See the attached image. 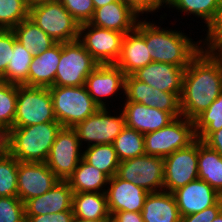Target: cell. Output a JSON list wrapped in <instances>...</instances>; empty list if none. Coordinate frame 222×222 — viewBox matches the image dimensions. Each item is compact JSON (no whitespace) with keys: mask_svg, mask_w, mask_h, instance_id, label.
<instances>
[{"mask_svg":"<svg viewBox=\"0 0 222 222\" xmlns=\"http://www.w3.org/2000/svg\"><path fill=\"white\" fill-rule=\"evenodd\" d=\"M196 179H199L198 139L188 147L164 157L163 191L172 193Z\"/></svg>","mask_w":222,"mask_h":222,"instance_id":"cell-15","label":"cell"},{"mask_svg":"<svg viewBox=\"0 0 222 222\" xmlns=\"http://www.w3.org/2000/svg\"><path fill=\"white\" fill-rule=\"evenodd\" d=\"M220 4L221 0H167L165 11L160 15L166 20H172L178 24L182 23V25L192 28L195 27L202 34L215 19ZM182 20L186 23L189 21L186 24ZM192 21L197 23L194 24Z\"/></svg>","mask_w":222,"mask_h":222,"instance_id":"cell-14","label":"cell"},{"mask_svg":"<svg viewBox=\"0 0 222 222\" xmlns=\"http://www.w3.org/2000/svg\"><path fill=\"white\" fill-rule=\"evenodd\" d=\"M144 104L169 112L174 118L182 116L180 97L176 93L162 92L139 81L133 75L125 77L124 100Z\"/></svg>","mask_w":222,"mask_h":222,"instance_id":"cell-16","label":"cell"},{"mask_svg":"<svg viewBox=\"0 0 222 222\" xmlns=\"http://www.w3.org/2000/svg\"><path fill=\"white\" fill-rule=\"evenodd\" d=\"M29 6L25 0H0V29L12 30L27 19Z\"/></svg>","mask_w":222,"mask_h":222,"instance_id":"cell-35","label":"cell"},{"mask_svg":"<svg viewBox=\"0 0 222 222\" xmlns=\"http://www.w3.org/2000/svg\"><path fill=\"white\" fill-rule=\"evenodd\" d=\"M61 43H55L38 56H33L29 68V86L46 87L54 85L56 70L60 62Z\"/></svg>","mask_w":222,"mask_h":222,"instance_id":"cell-25","label":"cell"},{"mask_svg":"<svg viewBox=\"0 0 222 222\" xmlns=\"http://www.w3.org/2000/svg\"><path fill=\"white\" fill-rule=\"evenodd\" d=\"M72 222H105V219H101V220H85V219L74 217Z\"/></svg>","mask_w":222,"mask_h":222,"instance_id":"cell-50","label":"cell"},{"mask_svg":"<svg viewBox=\"0 0 222 222\" xmlns=\"http://www.w3.org/2000/svg\"><path fill=\"white\" fill-rule=\"evenodd\" d=\"M12 30L17 41L33 56H38L56 43L29 17Z\"/></svg>","mask_w":222,"mask_h":222,"instance_id":"cell-30","label":"cell"},{"mask_svg":"<svg viewBox=\"0 0 222 222\" xmlns=\"http://www.w3.org/2000/svg\"><path fill=\"white\" fill-rule=\"evenodd\" d=\"M198 176L222 196V156L198 140Z\"/></svg>","mask_w":222,"mask_h":222,"instance_id":"cell-28","label":"cell"},{"mask_svg":"<svg viewBox=\"0 0 222 222\" xmlns=\"http://www.w3.org/2000/svg\"><path fill=\"white\" fill-rule=\"evenodd\" d=\"M78 21L79 24L89 22L94 15L92 0H57Z\"/></svg>","mask_w":222,"mask_h":222,"instance_id":"cell-40","label":"cell"},{"mask_svg":"<svg viewBox=\"0 0 222 222\" xmlns=\"http://www.w3.org/2000/svg\"><path fill=\"white\" fill-rule=\"evenodd\" d=\"M143 16H158L164 11L167 0H123ZM159 13V14H158Z\"/></svg>","mask_w":222,"mask_h":222,"instance_id":"cell-42","label":"cell"},{"mask_svg":"<svg viewBox=\"0 0 222 222\" xmlns=\"http://www.w3.org/2000/svg\"><path fill=\"white\" fill-rule=\"evenodd\" d=\"M29 5H32L34 3H38V2H42V1H46V0H25Z\"/></svg>","mask_w":222,"mask_h":222,"instance_id":"cell-53","label":"cell"},{"mask_svg":"<svg viewBox=\"0 0 222 222\" xmlns=\"http://www.w3.org/2000/svg\"><path fill=\"white\" fill-rule=\"evenodd\" d=\"M148 194L143 188L114 175L109 178L105 191L109 214L119 211L141 212Z\"/></svg>","mask_w":222,"mask_h":222,"instance_id":"cell-19","label":"cell"},{"mask_svg":"<svg viewBox=\"0 0 222 222\" xmlns=\"http://www.w3.org/2000/svg\"><path fill=\"white\" fill-rule=\"evenodd\" d=\"M49 91L55 118L62 127L73 128L100 108L91 98L85 85L51 86Z\"/></svg>","mask_w":222,"mask_h":222,"instance_id":"cell-5","label":"cell"},{"mask_svg":"<svg viewBox=\"0 0 222 222\" xmlns=\"http://www.w3.org/2000/svg\"><path fill=\"white\" fill-rule=\"evenodd\" d=\"M143 15L129 3L118 0L96 8L89 23L93 26L126 34L136 28Z\"/></svg>","mask_w":222,"mask_h":222,"instance_id":"cell-18","label":"cell"},{"mask_svg":"<svg viewBox=\"0 0 222 222\" xmlns=\"http://www.w3.org/2000/svg\"><path fill=\"white\" fill-rule=\"evenodd\" d=\"M105 222H121L114 214H109Z\"/></svg>","mask_w":222,"mask_h":222,"instance_id":"cell-51","label":"cell"},{"mask_svg":"<svg viewBox=\"0 0 222 222\" xmlns=\"http://www.w3.org/2000/svg\"><path fill=\"white\" fill-rule=\"evenodd\" d=\"M141 214L144 222H181V215L171 192L149 193Z\"/></svg>","mask_w":222,"mask_h":222,"instance_id":"cell-26","label":"cell"},{"mask_svg":"<svg viewBox=\"0 0 222 222\" xmlns=\"http://www.w3.org/2000/svg\"><path fill=\"white\" fill-rule=\"evenodd\" d=\"M16 40L13 30L0 29V76L6 72Z\"/></svg>","mask_w":222,"mask_h":222,"instance_id":"cell-41","label":"cell"},{"mask_svg":"<svg viewBox=\"0 0 222 222\" xmlns=\"http://www.w3.org/2000/svg\"><path fill=\"white\" fill-rule=\"evenodd\" d=\"M118 0H92L94 8H99L102 6H106L107 4L113 3Z\"/></svg>","mask_w":222,"mask_h":222,"instance_id":"cell-49","label":"cell"},{"mask_svg":"<svg viewBox=\"0 0 222 222\" xmlns=\"http://www.w3.org/2000/svg\"><path fill=\"white\" fill-rule=\"evenodd\" d=\"M181 222H202L201 211L181 217Z\"/></svg>","mask_w":222,"mask_h":222,"instance_id":"cell-48","label":"cell"},{"mask_svg":"<svg viewBox=\"0 0 222 222\" xmlns=\"http://www.w3.org/2000/svg\"><path fill=\"white\" fill-rule=\"evenodd\" d=\"M124 34L99 28L89 22L80 24L78 41L99 65L115 64Z\"/></svg>","mask_w":222,"mask_h":222,"instance_id":"cell-12","label":"cell"},{"mask_svg":"<svg viewBox=\"0 0 222 222\" xmlns=\"http://www.w3.org/2000/svg\"><path fill=\"white\" fill-rule=\"evenodd\" d=\"M72 211L76 218L85 220L106 219L109 211L105 193H73Z\"/></svg>","mask_w":222,"mask_h":222,"instance_id":"cell-29","label":"cell"},{"mask_svg":"<svg viewBox=\"0 0 222 222\" xmlns=\"http://www.w3.org/2000/svg\"><path fill=\"white\" fill-rule=\"evenodd\" d=\"M208 147L217 151L222 156V128L211 133L204 141Z\"/></svg>","mask_w":222,"mask_h":222,"instance_id":"cell-44","label":"cell"},{"mask_svg":"<svg viewBox=\"0 0 222 222\" xmlns=\"http://www.w3.org/2000/svg\"><path fill=\"white\" fill-rule=\"evenodd\" d=\"M196 139L194 122L180 116L167 126L144 134L145 154L164 158L176 150L188 147Z\"/></svg>","mask_w":222,"mask_h":222,"instance_id":"cell-7","label":"cell"},{"mask_svg":"<svg viewBox=\"0 0 222 222\" xmlns=\"http://www.w3.org/2000/svg\"><path fill=\"white\" fill-rule=\"evenodd\" d=\"M58 181L45 162L18 161L17 197L22 202L43 195Z\"/></svg>","mask_w":222,"mask_h":222,"instance_id":"cell-17","label":"cell"},{"mask_svg":"<svg viewBox=\"0 0 222 222\" xmlns=\"http://www.w3.org/2000/svg\"><path fill=\"white\" fill-rule=\"evenodd\" d=\"M26 222H72L74 214L72 209L57 213H49L38 216H25Z\"/></svg>","mask_w":222,"mask_h":222,"instance_id":"cell-43","label":"cell"},{"mask_svg":"<svg viewBox=\"0 0 222 222\" xmlns=\"http://www.w3.org/2000/svg\"><path fill=\"white\" fill-rule=\"evenodd\" d=\"M57 122L49 88L17 85L16 114L13 127Z\"/></svg>","mask_w":222,"mask_h":222,"instance_id":"cell-8","label":"cell"},{"mask_svg":"<svg viewBox=\"0 0 222 222\" xmlns=\"http://www.w3.org/2000/svg\"><path fill=\"white\" fill-rule=\"evenodd\" d=\"M114 215L121 222H144L141 212L119 211L114 213Z\"/></svg>","mask_w":222,"mask_h":222,"instance_id":"cell-46","label":"cell"},{"mask_svg":"<svg viewBox=\"0 0 222 222\" xmlns=\"http://www.w3.org/2000/svg\"><path fill=\"white\" fill-rule=\"evenodd\" d=\"M73 190L67 180H59L46 193L24 203L25 216H38L72 209Z\"/></svg>","mask_w":222,"mask_h":222,"instance_id":"cell-23","label":"cell"},{"mask_svg":"<svg viewBox=\"0 0 222 222\" xmlns=\"http://www.w3.org/2000/svg\"><path fill=\"white\" fill-rule=\"evenodd\" d=\"M18 160L10 153L0 158V197H17Z\"/></svg>","mask_w":222,"mask_h":222,"instance_id":"cell-37","label":"cell"},{"mask_svg":"<svg viewBox=\"0 0 222 222\" xmlns=\"http://www.w3.org/2000/svg\"><path fill=\"white\" fill-rule=\"evenodd\" d=\"M83 159L104 172L109 178L117 174L120 161L113 144L87 146L83 148Z\"/></svg>","mask_w":222,"mask_h":222,"instance_id":"cell-32","label":"cell"},{"mask_svg":"<svg viewBox=\"0 0 222 222\" xmlns=\"http://www.w3.org/2000/svg\"><path fill=\"white\" fill-rule=\"evenodd\" d=\"M17 85L0 83V128L8 131L13 127L16 114Z\"/></svg>","mask_w":222,"mask_h":222,"instance_id":"cell-36","label":"cell"},{"mask_svg":"<svg viewBox=\"0 0 222 222\" xmlns=\"http://www.w3.org/2000/svg\"><path fill=\"white\" fill-rule=\"evenodd\" d=\"M125 115L117 108H99L94 114L77 124L76 131L83 148L91 145L113 144L125 128Z\"/></svg>","mask_w":222,"mask_h":222,"instance_id":"cell-6","label":"cell"},{"mask_svg":"<svg viewBox=\"0 0 222 222\" xmlns=\"http://www.w3.org/2000/svg\"><path fill=\"white\" fill-rule=\"evenodd\" d=\"M153 62L149 54L144 37L134 29L124 34L121 43V52L115 65L125 75H132L138 69Z\"/></svg>","mask_w":222,"mask_h":222,"instance_id":"cell-24","label":"cell"},{"mask_svg":"<svg viewBox=\"0 0 222 222\" xmlns=\"http://www.w3.org/2000/svg\"><path fill=\"white\" fill-rule=\"evenodd\" d=\"M184 71L185 68L176 65L151 62L132 75L162 92L176 93L180 97Z\"/></svg>","mask_w":222,"mask_h":222,"instance_id":"cell-22","label":"cell"},{"mask_svg":"<svg viewBox=\"0 0 222 222\" xmlns=\"http://www.w3.org/2000/svg\"><path fill=\"white\" fill-rule=\"evenodd\" d=\"M73 193H105L109 177L98 168L87 163L83 158L67 179Z\"/></svg>","mask_w":222,"mask_h":222,"instance_id":"cell-27","label":"cell"},{"mask_svg":"<svg viewBox=\"0 0 222 222\" xmlns=\"http://www.w3.org/2000/svg\"><path fill=\"white\" fill-rule=\"evenodd\" d=\"M61 128L59 122L12 127L9 130V153L20 162H46Z\"/></svg>","mask_w":222,"mask_h":222,"instance_id":"cell-3","label":"cell"},{"mask_svg":"<svg viewBox=\"0 0 222 222\" xmlns=\"http://www.w3.org/2000/svg\"><path fill=\"white\" fill-rule=\"evenodd\" d=\"M212 222H222V211L217 215V217Z\"/></svg>","mask_w":222,"mask_h":222,"instance_id":"cell-52","label":"cell"},{"mask_svg":"<svg viewBox=\"0 0 222 222\" xmlns=\"http://www.w3.org/2000/svg\"><path fill=\"white\" fill-rule=\"evenodd\" d=\"M194 131L197 139L204 141L211 133L222 128V93L194 120Z\"/></svg>","mask_w":222,"mask_h":222,"instance_id":"cell-34","label":"cell"},{"mask_svg":"<svg viewBox=\"0 0 222 222\" xmlns=\"http://www.w3.org/2000/svg\"><path fill=\"white\" fill-rule=\"evenodd\" d=\"M33 55L17 40L14 42L11 60L6 72L1 76L3 82L29 86V68Z\"/></svg>","mask_w":222,"mask_h":222,"instance_id":"cell-31","label":"cell"},{"mask_svg":"<svg viewBox=\"0 0 222 222\" xmlns=\"http://www.w3.org/2000/svg\"><path fill=\"white\" fill-rule=\"evenodd\" d=\"M99 64L78 41L61 43L60 62L53 86H82Z\"/></svg>","mask_w":222,"mask_h":222,"instance_id":"cell-10","label":"cell"},{"mask_svg":"<svg viewBox=\"0 0 222 222\" xmlns=\"http://www.w3.org/2000/svg\"><path fill=\"white\" fill-rule=\"evenodd\" d=\"M222 93V53L202 49L185 69L180 95L181 114L194 120Z\"/></svg>","mask_w":222,"mask_h":222,"instance_id":"cell-2","label":"cell"},{"mask_svg":"<svg viewBox=\"0 0 222 222\" xmlns=\"http://www.w3.org/2000/svg\"><path fill=\"white\" fill-rule=\"evenodd\" d=\"M202 48L207 51H222V0L217 15L208 28L201 34Z\"/></svg>","mask_w":222,"mask_h":222,"instance_id":"cell-38","label":"cell"},{"mask_svg":"<svg viewBox=\"0 0 222 222\" xmlns=\"http://www.w3.org/2000/svg\"><path fill=\"white\" fill-rule=\"evenodd\" d=\"M9 153V131L0 128V158Z\"/></svg>","mask_w":222,"mask_h":222,"instance_id":"cell-47","label":"cell"},{"mask_svg":"<svg viewBox=\"0 0 222 222\" xmlns=\"http://www.w3.org/2000/svg\"><path fill=\"white\" fill-rule=\"evenodd\" d=\"M116 175L149 193L163 191L164 158L145 154L120 161Z\"/></svg>","mask_w":222,"mask_h":222,"instance_id":"cell-11","label":"cell"},{"mask_svg":"<svg viewBox=\"0 0 222 222\" xmlns=\"http://www.w3.org/2000/svg\"><path fill=\"white\" fill-rule=\"evenodd\" d=\"M113 146L119 161L145 155L144 134L126 126L114 139Z\"/></svg>","mask_w":222,"mask_h":222,"instance_id":"cell-33","label":"cell"},{"mask_svg":"<svg viewBox=\"0 0 222 222\" xmlns=\"http://www.w3.org/2000/svg\"><path fill=\"white\" fill-rule=\"evenodd\" d=\"M82 158L83 147L76 131L73 128L62 127L56 135L45 163L59 180H67Z\"/></svg>","mask_w":222,"mask_h":222,"instance_id":"cell-13","label":"cell"},{"mask_svg":"<svg viewBox=\"0 0 222 222\" xmlns=\"http://www.w3.org/2000/svg\"><path fill=\"white\" fill-rule=\"evenodd\" d=\"M222 211V198L213 206L201 211L202 222H212Z\"/></svg>","mask_w":222,"mask_h":222,"instance_id":"cell-45","label":"cell"},{"mask_svg":"<svg viewBox=\"0 0 222 222\" xmlns=\"http://www.w3.org/2000/svg\"><path fill=\"white\" fill-rule=\"evenodd\" d=\"M29 18L56 43L78 40L80 24L57 0L30 5Z\"/></svg>","mask_w":222,"mask_h":222,"instance_id":"cell-4","label":"cell"},{"mask_svg":"<svg viewBox=\"0 0 222 222\" xmlns=\"http://www.w3.org/2000/svg\"><path fill=\"white\" fill-rule=\"evenodd\" d=\"M152 18L153 16H143L135 28L144 37L152 61L186 69L203 49L201 34L195 28L187 26V30L185 25L170 22L161 15Z\"/></svg>","mask_w":222,"mask_h":222,"instance_id":"cell-1","label":"cell"},{"mask_svg":"<svg viewBox=\"0 0 222 222\" xmlns=\"http://www.w3.org/2000/svg\"><path fill=\"white\" fill-rule=\"evenodd\" d=\"M179 213L187 216L215 205L222 196L207 182L196 179L172 192Z\"/></svg>","mask_w":222,"mask_h":222,"instance_id":"cell-20","label":"cell"},{"mask_svg":"<svg viewBox=\"0 0 222 222\" xmlns=\"http://www.w3.org/2000/svg\"><path fill=\"white\" fill-rule=\"evenodd\" d=\"M0 222H26L24 202L18 197H0Z\"/></svg>","mask_w":222,"mask_h":222,"instance_id":"cell-39","label":"cell"},{"mask_svg":"<svg viewBox=\"0 0 222 222\" xmlns=\"http://www.w3.org/2000/svg\"><path fill=\"white\" fill-rule=\"evenodd\" d=\"M125 77L115 64L98 65L87 77L85 87L100 108H116L124 100Z\"/></svg>","mask_w":222,"mask_h":222,"instance_id":"cell-9","label":"cell"},{"mask_svg":"<svg viewBox=\"0 0 222 222\" xmlns=\"http://www.w3.org/2000/svg\"><path fill=\"white\" fill-rule=\"evenodd\" d=\"M120 109L125 115L126 127L142 134L161 129L175 119L169 112L137 102L122 101Z\"/></svg>","mask_w":222,"mask_h":222,"instance_id":"cell-21","label":"cell"}]
</instances>
